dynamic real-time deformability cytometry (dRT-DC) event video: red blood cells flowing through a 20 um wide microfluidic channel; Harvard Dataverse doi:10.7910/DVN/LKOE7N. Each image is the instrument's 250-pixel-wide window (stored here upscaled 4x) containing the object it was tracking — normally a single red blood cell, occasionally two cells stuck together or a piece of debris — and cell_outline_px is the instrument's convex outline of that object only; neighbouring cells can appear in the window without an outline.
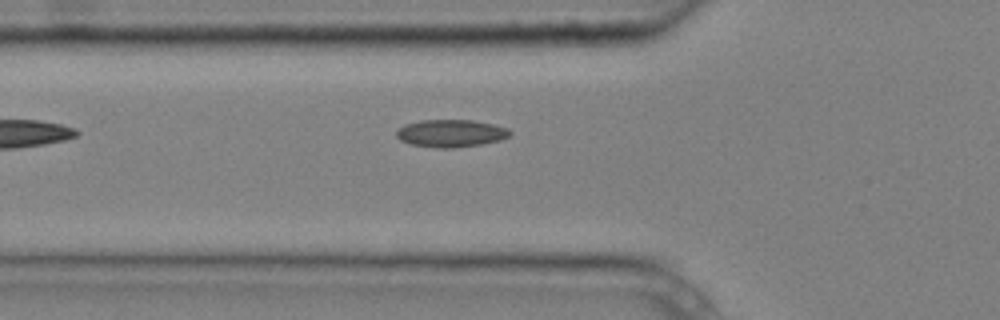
{"species": "common noctule bat (a hibernating species)", "species_latin": "Nyctalus noctula", "temperature_condition": "cold", "stored_images_in_passage": 3, "camera_frame_rate_fps": 3000, "um_per_image_px": 0.085, "animal": {"sex": "male", "body_mass_g": 20.4}, "frame": {"image": 1, "passage_image": 3, "time_ms": 0.667, "image_size_px": [1000, 320], "cell_outline_px": [[512, 132], [508, 136], [500, 140], [480, 144], [452, 148], [440, 148], [412, 144], [400, 140], [396, 136], [396, 128], [404, 124], [420, 120], [472, 120], [492, 124], [508, 128]], "centroid_in_image_um": [38.29, 11.32], "position_along_channel_um": 87.5, "area_um2": 18.15}}